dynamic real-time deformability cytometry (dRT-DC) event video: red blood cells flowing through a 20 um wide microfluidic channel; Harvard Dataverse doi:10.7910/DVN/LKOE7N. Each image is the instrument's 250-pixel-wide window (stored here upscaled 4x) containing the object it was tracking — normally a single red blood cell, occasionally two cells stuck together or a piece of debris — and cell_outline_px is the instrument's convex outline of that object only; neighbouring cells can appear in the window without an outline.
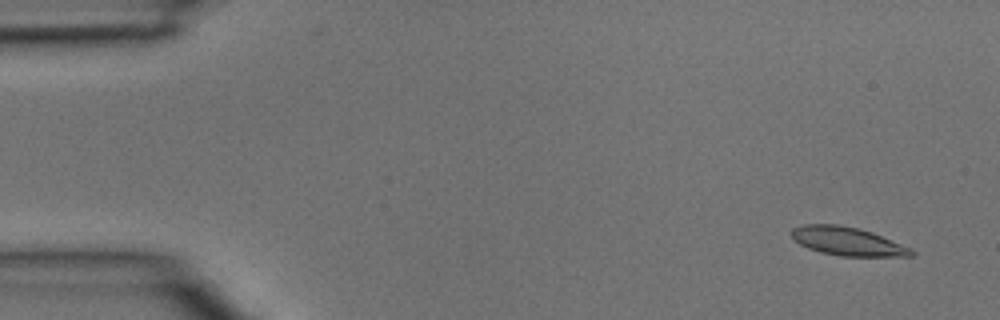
{"species": "common noctule bat (a hibernating species)", "species_latin": "Nyctalus noctula", "temperature_condition": "room temperature", "stored_images_in_passage": 4, "camera_frame_rate_fps": 3000, "um_per_image_px": 0.085, "animal": {"sex": "male", "body_mass_g": 15.6}, "frame": {"image": 1, "passage_image": 1, "time_ms": 0.0, "image_size_px": [1000, 320], "cell_outline_px": [[916, 252], [912, 256], [840, 256], [820, 252], [808, 248], [792, 240], [788, 232], [792, 228], [800, 224], [840, 224], [860, 228], [872, 232], [912, 248]], "centroid_in_image_um": [71.98, 20.49], "position_along_channel_um": 13.0, "area_um2": 20.29}}
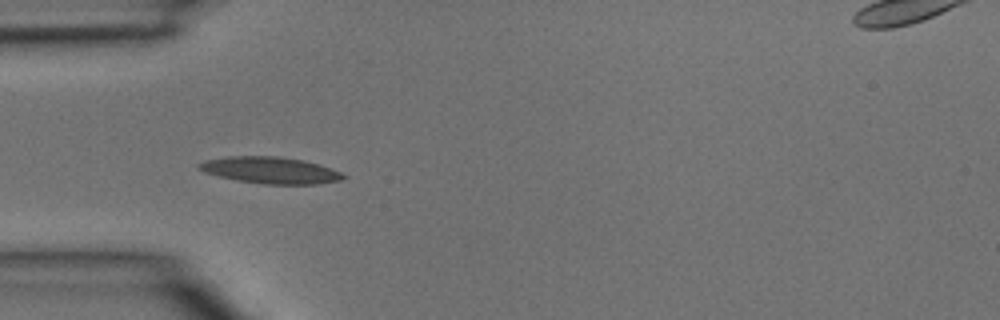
{"frame": {"image": 2, "passage_image": 4, "time_ms": 1.0, "image_size_px": [1000, 320], "cell_outline_px": [[348, 176], [340, 180], [320, 184], [264, 184], [240, 180], [220, 176], [204, 172], [196, 168], [196, 164], [204, 160], [228, 156], [280, 156], [304, 160], [320, 164], [332, 168]], "centroid_in_image_um": [22.99, 14.46], "position_along_channel_um": 62.0, "area_um2": 22.48}}